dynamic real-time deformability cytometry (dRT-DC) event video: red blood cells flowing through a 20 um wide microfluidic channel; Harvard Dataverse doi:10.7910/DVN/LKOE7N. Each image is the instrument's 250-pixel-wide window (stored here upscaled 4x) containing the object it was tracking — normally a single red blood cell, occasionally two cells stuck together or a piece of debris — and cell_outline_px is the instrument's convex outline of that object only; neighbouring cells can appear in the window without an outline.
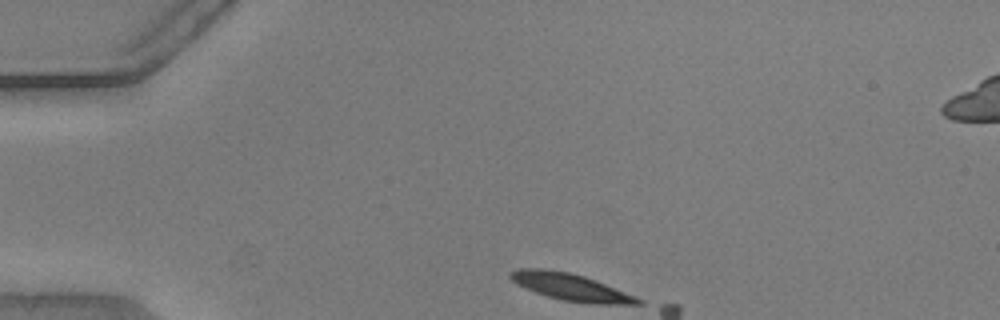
{"species": "common noctule bat (a hibernating species)", "species_latin": "Nyctalus noctula", "temperature_condition": "warm", "stored_images_in_passage": 4, "camera_frame_rate_fps": 3000, "um_per_image_px": 0.085, "animal": {"sex": "male", "body_mass_g": 20.5, "forearm_length_mm": 52.5}, "frame": {"image": 1, "passage_image": 1, "time_ms": 0.0, "image_size_px": [1000, 320], "cell_outline_px": [[644, 304], [588, 304], [564, 300], [548, 296], [536, 292], [516, 284], [508, 276], [508, 272], [520, 268], [544, 268], [568, 272], [584, 276], [596, 280], [636, 296], [644, 300]], "centroid_in_image_um": [48.53, 24.4], "position_along_channel_um": 36.5, "area_um2": 20.17}}